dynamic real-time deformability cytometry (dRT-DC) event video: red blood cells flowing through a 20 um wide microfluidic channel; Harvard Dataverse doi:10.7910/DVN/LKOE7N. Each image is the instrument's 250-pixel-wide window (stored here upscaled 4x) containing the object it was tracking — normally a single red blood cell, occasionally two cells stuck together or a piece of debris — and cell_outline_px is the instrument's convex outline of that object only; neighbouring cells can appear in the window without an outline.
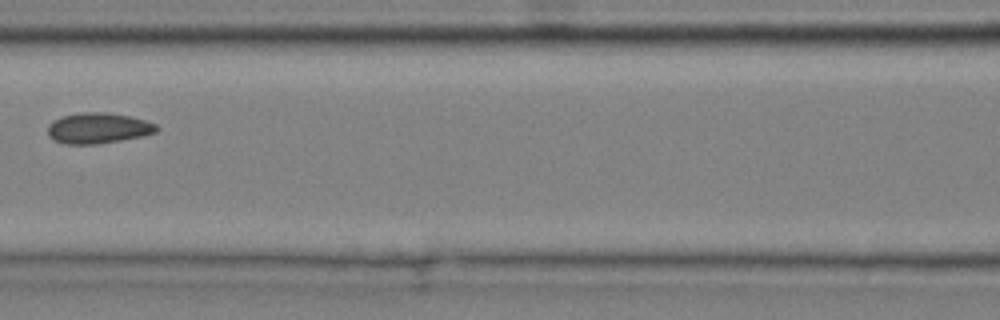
{"species": "common noctule bat (a hibernating species)", "species_latin": "Nyctalus noctula", "temperature_condition": "cold", "stored_images_in_passage": 6, "camera_frame_rate_fps": 3000, "um_per_image_px": 0.085, "animal": {"sex": "male", "body_mass_g": 20.4}, "frame": {"image": 1, "passage_image": 6, "time_ms": 1.667, "image_size_px": [1000, 320], "cell_outline_px": [[160, 128], [156, 132], [144, 136], [96, 144], [64, 144], [52, 140], [48, 136], [48, 124], [52, 120], [64, 116], [80, 112], [104, 112], [128, 116], [144, 120], [156, 124]], "centroid_in_image_um": [8.32, 10.9], "position_along_channel_um": 158.3, "area_um2": 19.54}}